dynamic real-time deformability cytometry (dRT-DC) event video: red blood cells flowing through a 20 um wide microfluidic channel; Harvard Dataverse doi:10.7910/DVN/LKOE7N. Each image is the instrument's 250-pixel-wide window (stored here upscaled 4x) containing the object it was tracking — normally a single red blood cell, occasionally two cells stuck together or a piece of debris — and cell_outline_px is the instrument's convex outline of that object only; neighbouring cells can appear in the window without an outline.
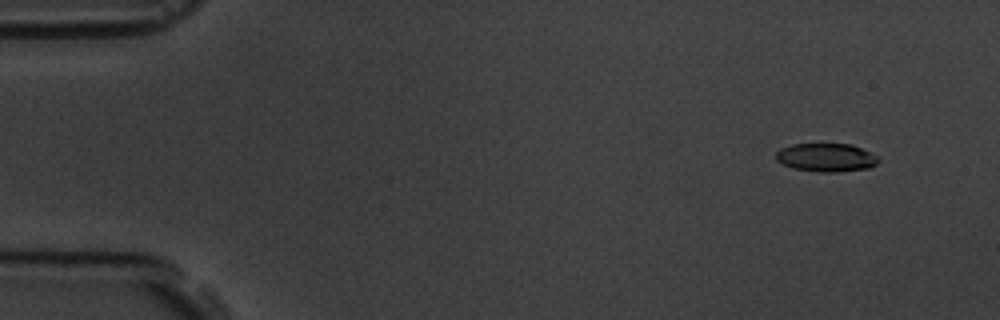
{"species": "common noctule bat (a hibernating species)", "species_latin": "Nyctalus noctula", "temperature_condition": "room temperature", "stored_images_in_passage": 9, "camera_frame_rate_fps": 3000, "um_per_image_px": 0.085, "animal": {"sex": "male", "body_mass_g": 19.5, "forearm_length_mm": 54.6}, "frame": {"image": 1, "passage_image": 1, "time_ms": 0.0, "image_size_px": [1000, 320], "cell_outline_px": [[880, 160], [876, 164], [868, 168], [836, 172], [816, 172], [792, 168], [776, 160], [776, 152], [780, 148], [792, 144], [852, 144], [876, 156]], "centroid_in_image_um": [70.19, 13.39], "position_along_channel_um": 14.8, "area_um2": 16.88}}
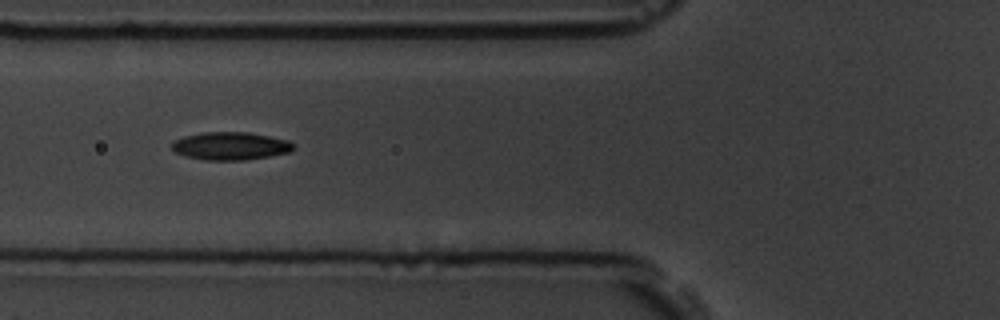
{"frame": {"image": 2, "passage_image": 6, "time_ms": 5.667, "image_size_px": [1000, 320], "cell_outline_px": [[296, 148], [288, 152], [268, 156], [244, 160], [204, 160], [184, 156], [176, 152], [172, 148], [172, 144], [176, 140], [184, 136], [204, 132], [248, 132], [288, 140], [296, 144]], "centroid_in_image_um": [19.61, 12.41], "position_along_channel_um": 106.2, "area_um2": 19.71}}
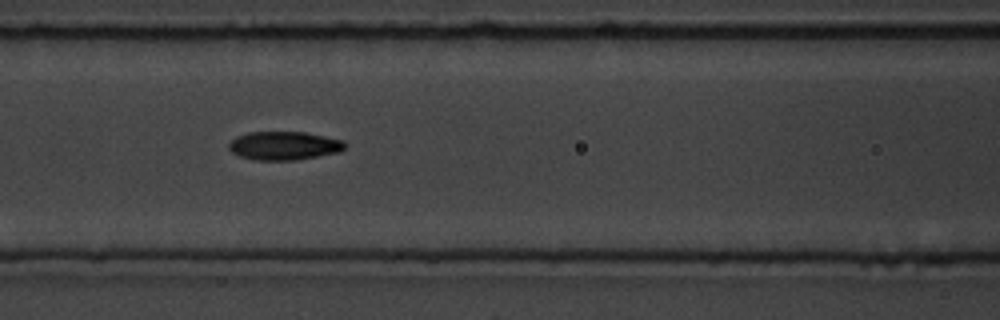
{"frame": {"image": 3, "passage_image": 7, "time_ms": 6.667, "image_size_px": [1000, 320], "cell_outline_px": [[344, 148], [340, 152], [296, 160], [256, 160], [240, 156], [232, 152], [228, 148], [228, 144], [236, 136], [248, 132], [304, 132], [344, 140]], "centroid_in_image_um": [24.13, 12.38], "position_along_channel_um": 142.5, "area_um2": 19.25}}